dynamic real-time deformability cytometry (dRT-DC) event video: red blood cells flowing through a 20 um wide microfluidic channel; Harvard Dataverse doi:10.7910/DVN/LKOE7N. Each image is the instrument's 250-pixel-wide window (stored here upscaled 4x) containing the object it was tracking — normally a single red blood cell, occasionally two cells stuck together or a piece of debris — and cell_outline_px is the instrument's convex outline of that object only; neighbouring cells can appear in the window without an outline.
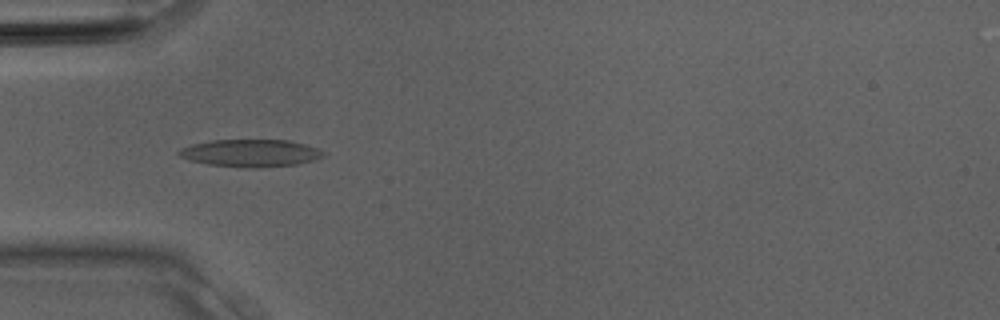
{"species": "Egyptian fruit bat (a non-hibernating species)", "species_latin": "Rousettus aegyptiacus", "temperature_condition": "room temperature", "stored_images_in_passage": 27, "camera_frame_rate_fps": 3000, "um_per_image_px": 0.085, "animal": {"sex": "male"}, "frame": {"image": 1, "passage_image": 5, "time_ms": 1.333, "image_size_px": [1000, 320], "cell_outline_px": [[324, 156], [300, 164], [256, 168], [244, 168], [208, 164], [188, 160], [180, 156], [176, 152], [180, 148], [192, 144], [212, 140], [288, 140], [320, 148], [324, 152]], "centroid_in_image_um": [21.29, 13.02], "position_along_channel_um": 63.7, "area_um2": 23.24}}
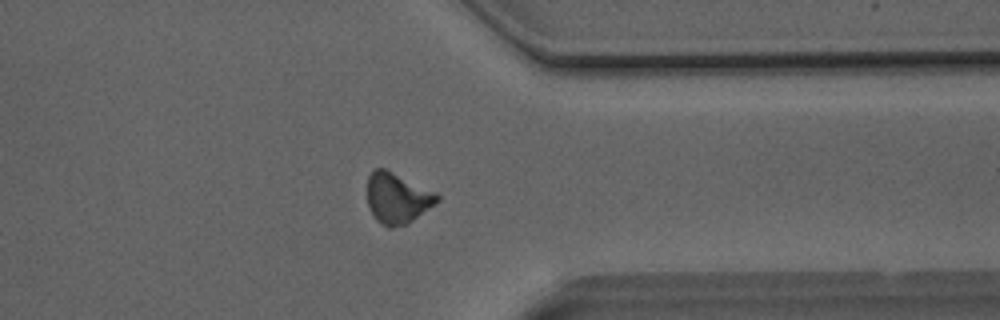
{"frame": {"image": 2, "passage_image": 20, "time_ms": 6.333, "image_size_px": [1000, 320], "cell_outline_px": [[440, 200], [412, 220], [404, 224], [392, 228], [388, 228], [376, 220], [368, 208], [368, 176], [372, 168], [384, 168], [436, 192], [440, 196]], "centroid_in_image_um": [33.75, 16.83], "position_along_channel_um": 377.7, "area_um2": 20.52}}
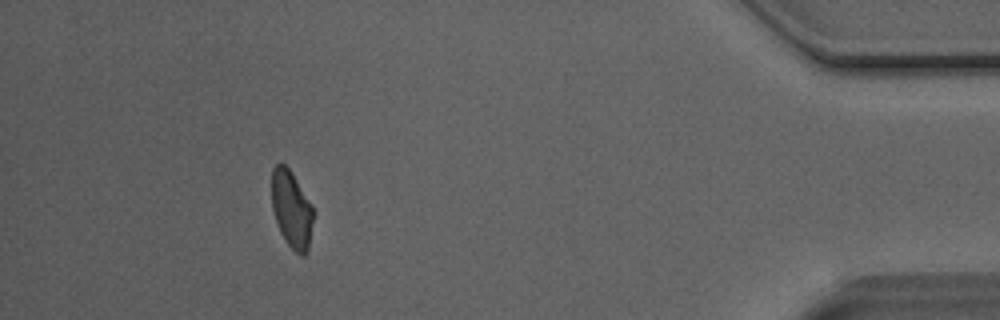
{"frame": {"image": 3, "passage_image": 24, "time_ms": 7.667, "image_size_px": [1000, 320], "cell_outline_px": [[312, 220], [308, 252], [304, 256], [300, 256], [284, 240], [280, 232], [272, 208], [272, 168], [280, 160], [288, 168], [312, 204]], "centroid_in_image_um": [24.76, 17.79], "position_along_channel_um": 410.4, "area_um2": 18.55}}